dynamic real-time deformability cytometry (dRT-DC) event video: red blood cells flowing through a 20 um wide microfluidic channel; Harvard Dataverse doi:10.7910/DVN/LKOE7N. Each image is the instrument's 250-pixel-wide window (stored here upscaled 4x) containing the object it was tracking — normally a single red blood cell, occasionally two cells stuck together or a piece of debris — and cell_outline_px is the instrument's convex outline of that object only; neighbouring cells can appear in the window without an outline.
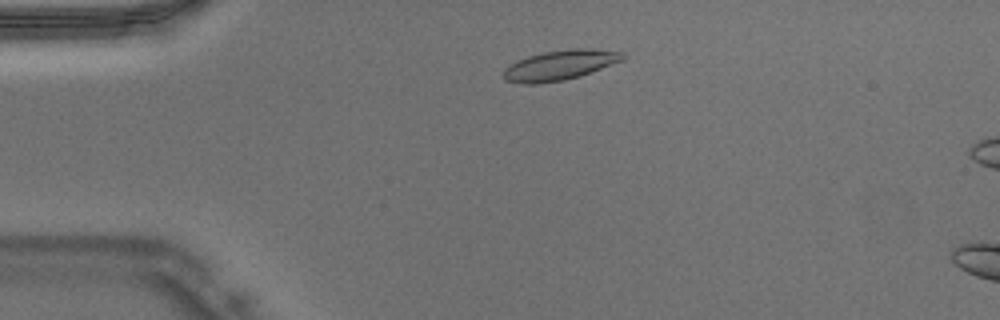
{"species": "Egyptian fruit bat (a non-hibernating species)", "species_latin": "Rousettus aegyptiacus", "temperature_condition": "warm", "stored_images_in_passage": 10, "camera_frame_rate_fps": 3000, "um_per_image_px": 0.085, "animal": {"sex": "male"}, "frame": {"image": 1, "passage_image": 6, "time_ms": 1.667, "image_size_px": [1000, 320], "cell_outline_px": [[624, 60], [592, 72], [580, 76], [564, 80], [540, 84], [524, 84], [504, 80], [500, 76], [500, 72], [504, 68], [516, 60], [528, 56], [544, 52], [572, 48], [588, 48], [624, 52]], "centroid_in_image_um": [47.54, 5.55], "position_along_channel_um": 37.5, "area_um2": 21.21}}